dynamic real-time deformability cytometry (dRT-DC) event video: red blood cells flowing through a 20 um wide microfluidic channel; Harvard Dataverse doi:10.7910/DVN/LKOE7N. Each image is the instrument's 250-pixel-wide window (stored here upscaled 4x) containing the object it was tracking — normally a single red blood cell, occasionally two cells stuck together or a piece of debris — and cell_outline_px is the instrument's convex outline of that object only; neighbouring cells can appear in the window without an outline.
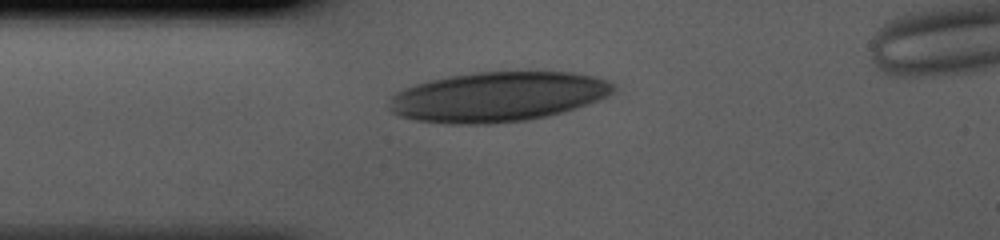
{"species": "human", "species_latin": "Homo sapiens", "temperature_condition": "cold", "stored_images_in_passage": 36, "segment_of_instrument_passage": [1, 2], "camera_frame_rate_fps": 3000, "um_per_image_px": 0.085, "donor": {"sex": "male"}, "frame": {"image": 1, "passage_image": 1, "time_ms": 0.0, "image_size_px": [1000, 240], "cell_outline_px": [[616, 92], [608, 96], [588, 104], [560, 112], [544, 116], [524, 120], [484, 124], [452, 124], [416, 120], [400, 116], [392, 112], [388, 108], [388, 104], [392, 96], [396, 92], [404, 88], [416, 84], [432, 80], [452, 76], [476, 72], [572, 72], [592, 76], [608, 80], [616, 84]], "centroid_in_image_um": [42.32, 8.22], "position_along_channel_um": 42.7, "area_um2": 64.79}}
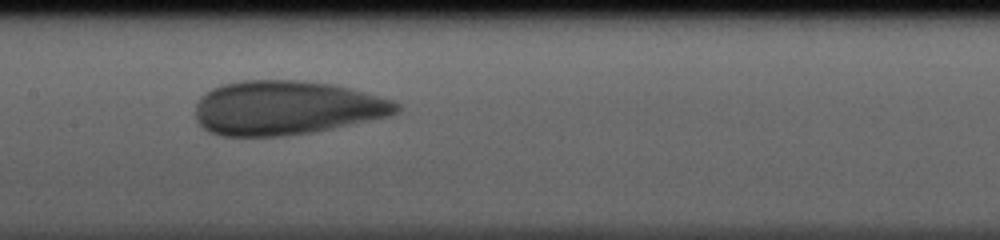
{"frame": {"image": 2, "passage_image": 12, "time_ms": 3.667, "image_size_px": [1000, 240], "cell_outline_px": [[400, 108], [396, 112], [388, 116], [312, 132], [284, 136], [224, 136], [208, 132], [196, 120], [196, 104], [200, 96], [204, 92], [220, 84], [240, 80], [300, 80], [332, 84], [364, 92], [392, 100], [400, 104]], "centroid_in_image_um": [24.27, 9.16], "position_along_channel_um": 183.1, "area_um2": 63.41}}
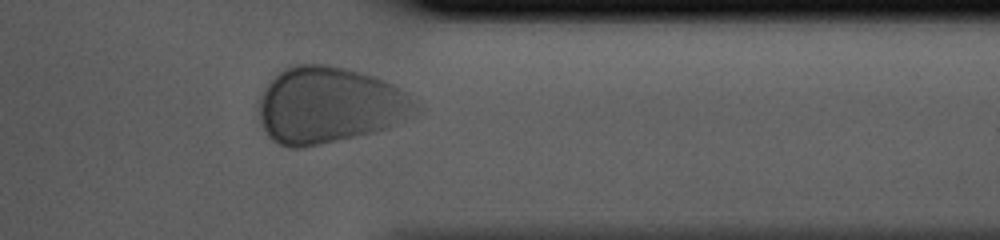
{"frame": {"image": 3, "passage_image": 27, "time_ms": 8.667, "image_size_px": [1000, 240], "cell_outline_px": [[416, 108], [388, 128], [372, 132], [300, 148], [288, 148], [272, 140], [268, 136], [260, 124], [256, 100], [264, 88], [284, 68], [296, 64], [324, 64], [344, 68], [372, 76], [384, 80], [400, 88], [408, 96]], "centroid_in_image_um": [27.85, 8.93], "position_along_channel_um": 383.6, "area_um2": 68.78}}